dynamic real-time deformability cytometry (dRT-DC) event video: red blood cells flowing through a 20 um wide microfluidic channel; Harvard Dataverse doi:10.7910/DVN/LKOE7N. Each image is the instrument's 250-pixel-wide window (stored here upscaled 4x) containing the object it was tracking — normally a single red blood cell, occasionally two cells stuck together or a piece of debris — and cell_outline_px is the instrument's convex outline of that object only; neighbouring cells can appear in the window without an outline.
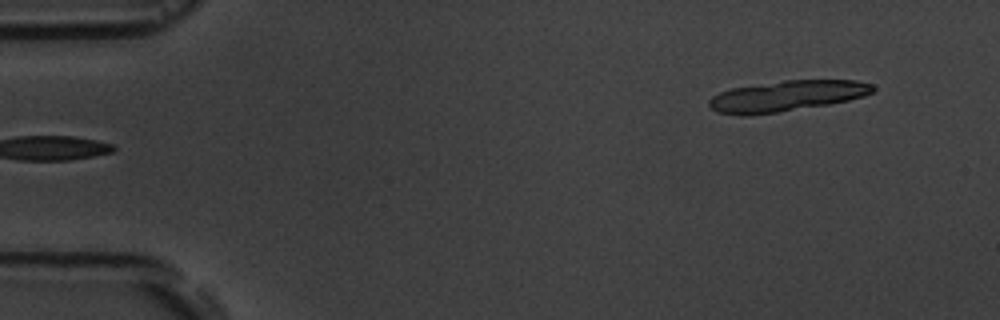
{"species": "common noctule bat (a hibernating species)", "species_latin": "Nyctalus noctula", "temperature_condition": "room temperature", "stored_images_in_passage": 5, "segment_of_instrument_passage": [2, 2], "camera_frame_rate_fps": 3000, "um_per_image_px": 0.085, "animal": {"sex": "male", "body_mass_g": 19.5, "forearm_length_mm": 54.6}, "frame": {"image": 1, "passage_image": 5, "time_ms": 4.333, "image_size_px": [1000, 320], "cell_outline_px": [[876, 88], [872, 92], [864, 96], [848, 100], [828, 104], [776, 112], [748, 116], [740, 116], [720, 112], [712, 108], [708, 104], [708, 100], [712, 96], [720, 92], [732, 88], [784, 80], [856, 80], [872, 84]], "centroid_in_image_um": [66.87, 8.15], "position_along_channel_um": 18.1, "area_um2": 29.13}}